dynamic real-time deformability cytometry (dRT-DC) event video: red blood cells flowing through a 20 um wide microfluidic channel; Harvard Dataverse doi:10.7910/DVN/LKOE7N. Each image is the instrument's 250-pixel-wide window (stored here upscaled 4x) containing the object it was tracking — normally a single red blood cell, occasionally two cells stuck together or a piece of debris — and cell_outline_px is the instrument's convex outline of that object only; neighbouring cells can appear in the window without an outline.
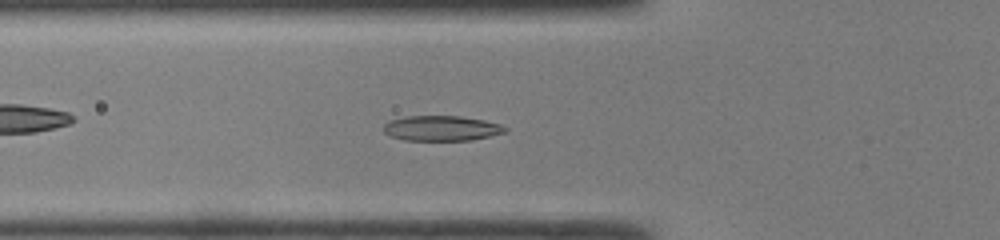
{"species": "common noctule bat (a hibernating species)", "species_latin": "Nyctalus noctula", "temperature_condition": "room temperature", "stored_images_in_passage": 47, "camera_frame_rate_fps": 3000, "um_per_image_px": 0.085, "animal": {"sex": "male", "body_mass_g": 19.0, "forearm_length_mm": 50.8}, "frame": {"image": 1, "passage_image": 17, "time_ms": 5.333, "image_size_px": [1000, 240], "cell_outline_px": [[508, 128], [504, 132], [472, 140], [404, 140], [392, 136], [384, 132], [380, 128], [388, 120], [408, 116], [460, 116], [484, 120], [500, 124]], "centroid_in_image_um": [37.48, 10.89], "position_along_channel_um": 88.3, "area_um2": 17.8}}
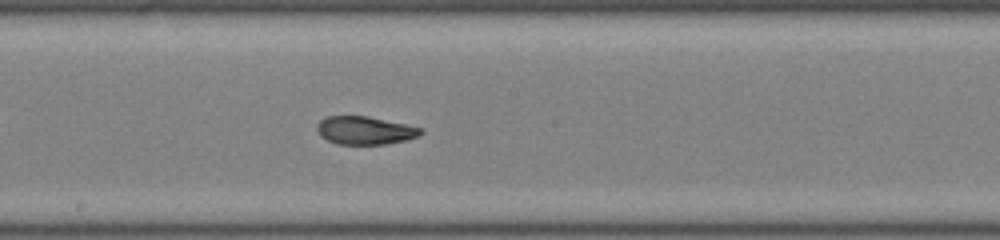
{"frame": {"image": 2, "passage_image": 26, "time_ms": 8.333, "image_size_px": [1000, 240], "cell_outline_px": [[424, 132], [408, 140], [384, 144], [336, 144], [320, 136], [316, 128], [316, 124], [320, 120], [328, 116], [368, 116], [424, 128]], "centroid_in_image_um": [31.02, 11.08], "position_along_channel_um": 217.2, "area_um2": 17.05}}
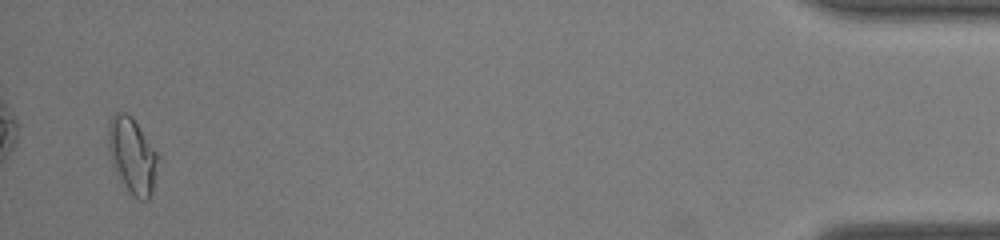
{"frame": {"image": 3, "passage_image": 46, "time_ms": 15.0, "image_size_px": [1000, 240], "cell_outline_px": [[160, 156], [152, 192], [148, 200], [140, 200], [124, 184], [116, 172], [112, 164], [108, 148], [108, 124], [112, 116], [116, 112], [124, 112], [132, 116]], "centroid_in_image_um": [11.26, 13.18], "position_along_channel_um": 423.9, "area_um2": 21.79}, "authors_computed_cell_mechanics": {"area_um2": 18.0914, "velocity_mm_per_s": 4.3006, "shape_relaxation_time_tau1_ms": 4.7756, "shape_relaxation_time_tau2_ms": 1.6247, "deformation_change_tau1": 0.1828, "deformation_change_tau2": 0.065}}